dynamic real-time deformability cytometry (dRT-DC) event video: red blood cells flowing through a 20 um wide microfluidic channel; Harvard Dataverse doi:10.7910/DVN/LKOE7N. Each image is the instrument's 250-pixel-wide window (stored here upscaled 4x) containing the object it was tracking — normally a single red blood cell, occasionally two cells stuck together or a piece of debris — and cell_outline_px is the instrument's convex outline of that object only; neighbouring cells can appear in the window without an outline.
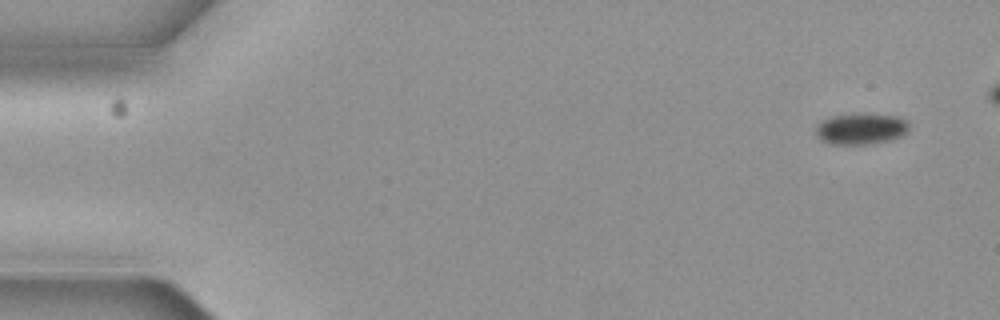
{"species": "common noctule bat (a hibernating species)", "species_latin": "Nyctalus noctula", "temperature_condition": "cold", "stored_images_in_passage": 6, "camera_frame_rate_fps": 3000, "um_per_image_px": 0.085, "animal": {"sex": "female", "body_mass_g": 19.3, "forearm_length_mm": 54.1}, "frame": {"image": 1, "passage_image": 1, "time_ms": 0.0, "image_size_px": [1000, 320], "cell_outline_px": [[908, 128], [900, 136], [888, 140], [864, 144], [832, 144], [816, 136], [816, 124], [832, 116], [852, 112], [860, 112], [896, 116], [904, 120], [908, 124]], "centroid_in_image_um": [73.13, 10.91], "position_along_channel_um": 11.9, "area_um2": 16.88}}